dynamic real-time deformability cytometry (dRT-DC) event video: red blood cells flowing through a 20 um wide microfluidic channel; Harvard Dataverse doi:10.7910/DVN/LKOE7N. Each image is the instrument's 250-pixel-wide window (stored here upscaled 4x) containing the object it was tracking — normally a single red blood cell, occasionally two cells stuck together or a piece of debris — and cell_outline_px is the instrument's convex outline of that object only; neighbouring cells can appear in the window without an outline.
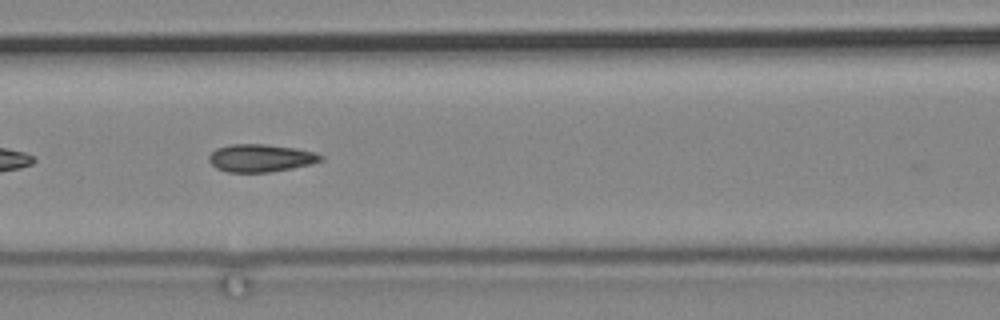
{"species": "common noctule bat (a hibernating species)", "species_latin": "Nyctalus noctula", "temperature_condition": "cold", "stored_images_in_passage": 43, "camera_frame_rate_fps": 3000, "um_per_image_px": 0.085, "animal": {"sex": "male", "body_mass_g": 19.2, "forearm_length_mm": 51.8}, "frame": {"image": 1, "passage_image": 9, "time_ms": 2.667, "image_size_px": [1000, 320], "cell_outline_px": [[324, 160], [312, 164], [292, 168], [268, 172], [228, 172], [216, 168], [208, 160], [208, 156], [216, 148], [228, 144], [264, 144], [296, 148], [316, 152], [324, 156]], "centroid_in_image_um": [22.17, 13.42], "position_along_channel_um": 144.4, "area_um2": 18.21}}
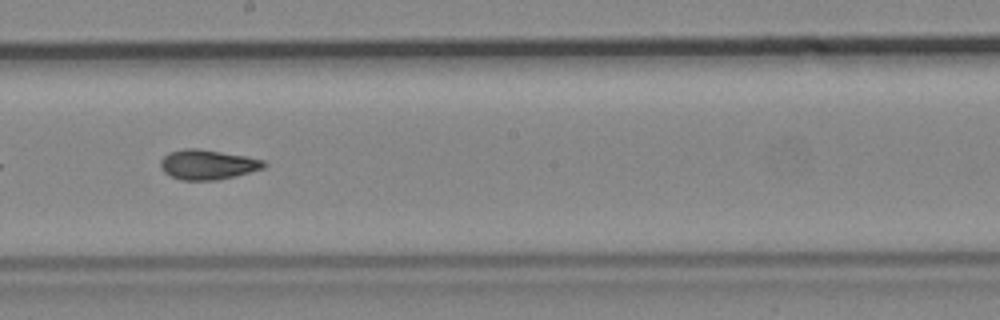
{"frame": {"image": 2, "passage_image": 17, "time_ms": 5.333, "image_size_px": [1000, 320], "cell_outline_px": [[268, 164], [264, 168], [216, 180], [180, 180], [164, 172], [160, 168], [160, 160], [168, 152], [184, 148], [196, 148], [248, 156], [264, 160]], "centroid_in_image_um": [17.63, 13.97], "position_along_channel_um": 230.6, "area_um2": 17.98}}
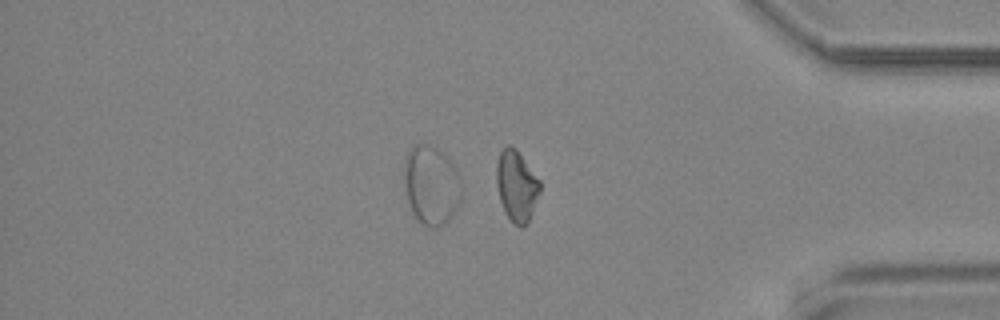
{"frame": {"image": 3, "passage_image": 34, "time_ms": 11.0, "image_size_px": [1000, 320], "cell_outline_px": [[540, 192], [528, 224], [520, 228], [504, 212], [500, 200], [496, 184], [496, 164], [500, 152], [508, 144], [516, 148], [540, 180]], "centroid_in_image_um": [43.91, 15.79], "position_along_channel_um": 391.3, "area_um2": 18.03}}